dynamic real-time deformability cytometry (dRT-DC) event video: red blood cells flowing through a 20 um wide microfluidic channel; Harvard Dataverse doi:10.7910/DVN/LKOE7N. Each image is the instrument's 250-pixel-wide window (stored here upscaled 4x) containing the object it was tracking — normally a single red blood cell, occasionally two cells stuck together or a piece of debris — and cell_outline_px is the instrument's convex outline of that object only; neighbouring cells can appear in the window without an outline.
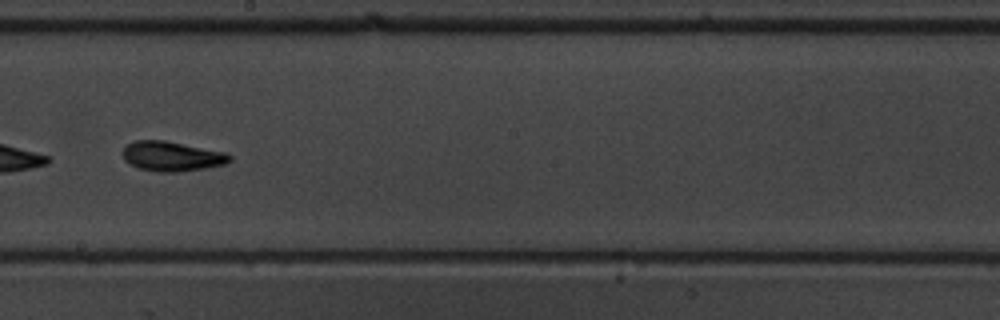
{"species": "common noctule bat (a hibernating species)", "species_latin": "Nyctalus noctula", "temperature_condition": "warm", "stored_images_in_passage": 55, "camera_frame_rate_fps": 3000, "um_per_image_px": 0.085, "animal": {"sex": "male", "body_mass_g": 19.5, "forearm_length_mm": 54.6}, "frame": {"image": 1, "passage_image": 32, "time_ms": 10.333, "image_size_px": [1000, 320], "cell_outline_px": [[232, 160], [224, 164], [204, 168], [180, 172], [156, 172], [140, 168], [124, 160], [124, 148], [128, 144], [136, 140], [164, 140], [224, 152], [232, 156]], "centroid_in_image_um": [14.62, 13.29], "position_along_channel_um": 233.6, "area_um2": 18.32}}
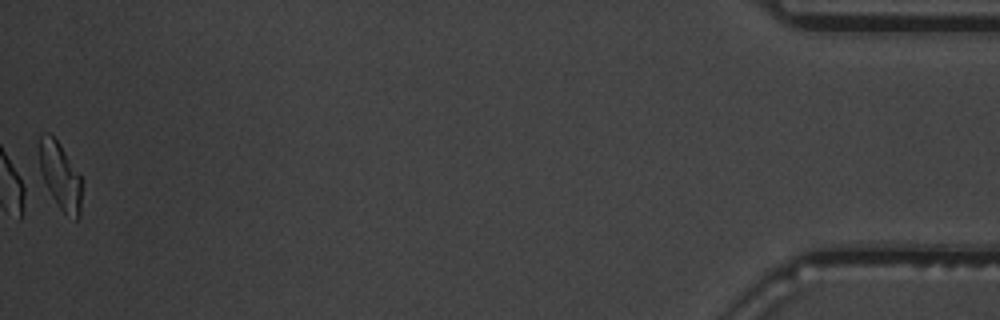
{"frame": {"image": 2, "passage_image": 55, "time_ms": 18.0, "image_size_px": [1000, 320], "cell_outline_px": [[80, 216], [76, 220], [64, 212], [56, 204], [44, 180], [40, 168], [40, 136], [44, 132], [48, 132], [60, 144], [80, 176]], "centroid_in_image_um": [5.11, 14.94], "position_along_channel_um": 430.1, "area_um2": 15.95}, "authors_computed_cell_mechanics": {"area_um2": 18.0336, "velocity_mm_per_s": 3.703, "shape_relaxation_time_tau1_ms": 3.482, "shape_relaxation_time_tau2_ms": 2.2246, "deformation_change_tau1": 0.1518, "deformation_change_tau2": 0.0906}}